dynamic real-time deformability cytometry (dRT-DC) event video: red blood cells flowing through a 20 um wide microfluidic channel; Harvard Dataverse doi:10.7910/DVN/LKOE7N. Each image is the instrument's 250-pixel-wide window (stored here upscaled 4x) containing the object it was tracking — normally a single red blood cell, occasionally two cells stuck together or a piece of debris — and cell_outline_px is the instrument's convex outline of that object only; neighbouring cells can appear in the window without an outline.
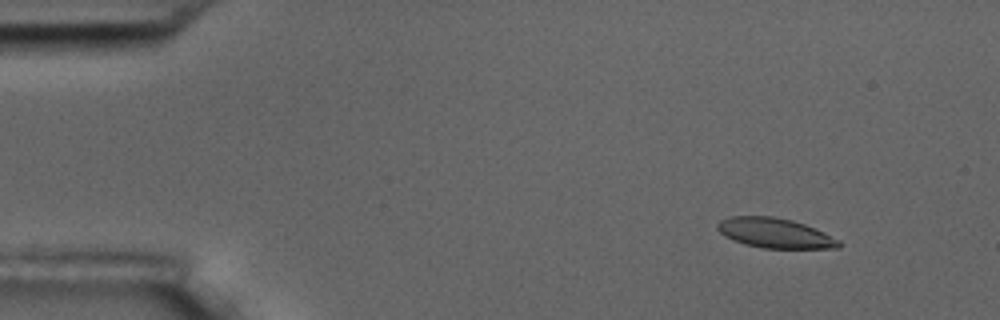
{"species": "common noctule bat (a hibernating species)", "species_latin": "Nyctalus noctula", "temperature_condition": "room temperature", "stored_images_in_passage": 4, "camera_frame_rate_fps": 3000, "um_per_image_px": 0.085, "animal": {"sex": "male", "body_mass_g": 17.5, "forearm_length_mm": 52.3}, "frame": {"image": 1, "passage_image": 1, "time_ms": 0.0, "image_size_px": [1000, 320], "cell_outline_px": [[844, 244], [840, 248], [764, 248], [744, 244], [732, 240], [724, 236], [716, 228], [716, 224], [720, 220], [728, 216], [772, 216], [792, 220], [804, 224], [824, 232], [840, 240]], "centroid_in_image_um": [65.86, 19.81], "position_along_channel_um": 19.1, "area_um2": 21.33}}
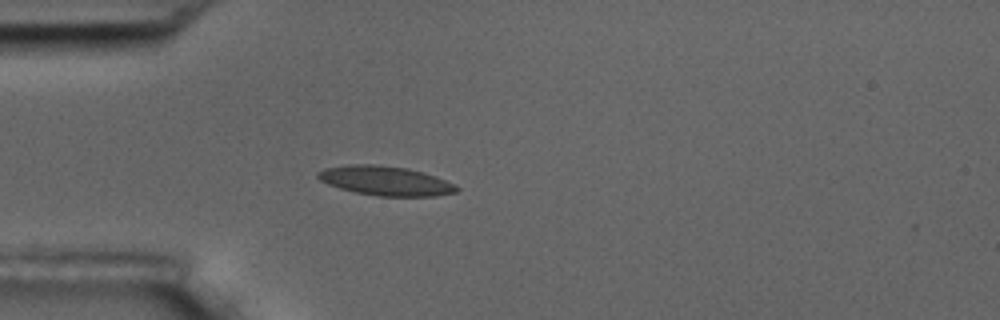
{"frame": {"image": 2, "passage_image": 4, "time_ms": 3.333, "image_size_px": [1000, 320], "cell_outline_px": [[460, 188], [456, 192], [436, 196], [380, 196], [356, 192], [340, 188], [328, 184], [320, 180], [316, 176], [316, 172], [324, 168], [348, 164], [376, 164], [408, 168], [424, 172], [436, 176], [456, 184]], "centroid_in_image_um": [32.78, 15.35], "position_along_channel_um": 52.2, "area_um2": 23.93}}